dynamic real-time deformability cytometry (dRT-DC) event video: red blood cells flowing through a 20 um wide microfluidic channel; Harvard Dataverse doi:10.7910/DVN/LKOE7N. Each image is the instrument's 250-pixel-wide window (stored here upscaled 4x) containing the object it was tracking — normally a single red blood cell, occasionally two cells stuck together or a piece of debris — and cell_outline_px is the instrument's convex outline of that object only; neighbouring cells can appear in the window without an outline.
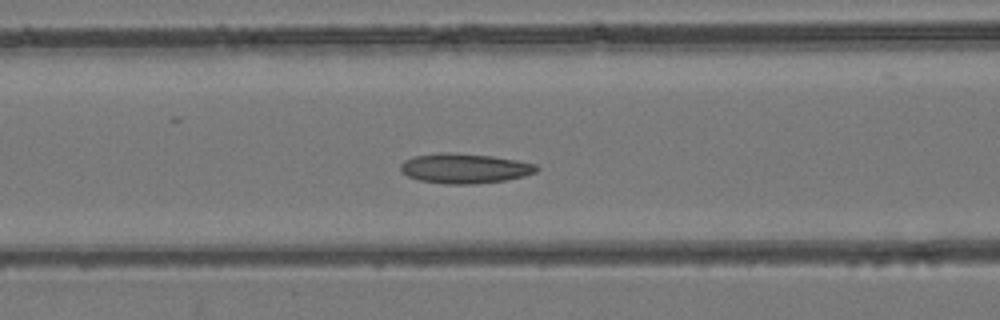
{"species": "common noctule bat (a hibernating species)", "species_latin": "Nyctalus noctula", "temperature_condition": "room temperature", "stored_images_in_passage": 33, "camera_frame_rate_fps": 3000, "um_per_image_px": 0.085, "animal": {"sex": "female", "body_mass_g": 24.6, "forearm_length_mm": 56.2}, "frame": {"image": 1, "passage_image": 18, "time_ms": 5.667, "image_size_px": [1000, 320], "cell_outline_px": [[540, 168], [536, 172], [524, 176], [504, 180], [472, 184], [444, 184], [420, 180], [408, 176], [400, 172], [400, 164], [404, 160], [416, 156], [440, 152], [448, 152], [492, 156], [516, 160], [536, 164]], "centroid_in_image_um": [39.48, 14.31], "position_along_channel_um": 127.1, "area_um2": 23.64}}
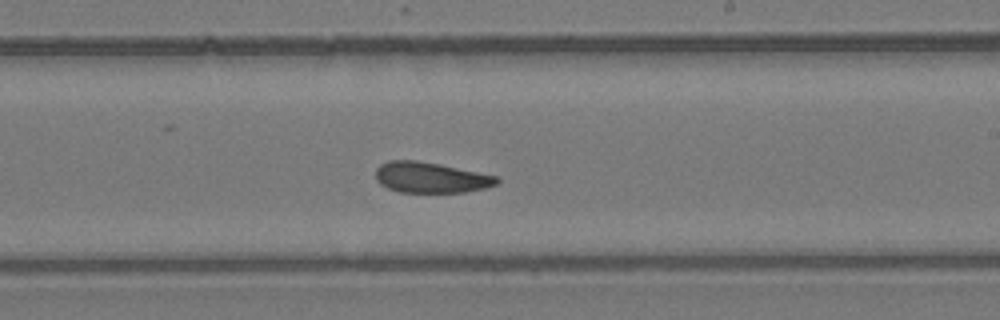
{"frame": {"image": 2, "passage_image": 27, "time_ms": 8.667, "image_size_px": [1000, 320], "cell_outline_px": [[500, 180], [496, 184], [484, 188], [468, 192], [400, 192], [388, 188], [380, 184], [376, 180], [376, 168], [380, 164], [388, 160], [416, 160], [440, 164], [500, 176]], "centroid_in_image_um": [36.62, 15.08], "position_along_channel_um": 252.4, "area_um2": 21.85}}
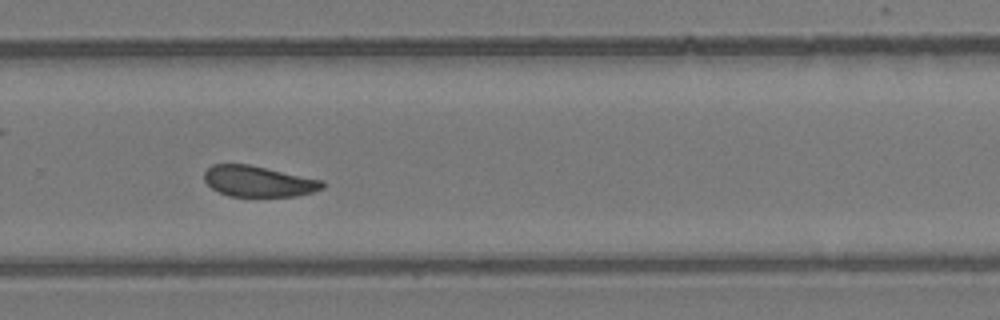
{"frame": {"image": 3, "passage_image": 31, "time_ms": 10.0, "image_size_px": [1000, 320], "cell_outline_px": [[324, 188], [312, 192], [296, 196], [228, 196], [212, 188], [204, 180], [204, 172], [212, 164], [248, 164], [324, 180]], "centroid_in_image_um": [21.97, 15.41], "position_along_channel_um": 307.8, "area_um2": 21.21}}